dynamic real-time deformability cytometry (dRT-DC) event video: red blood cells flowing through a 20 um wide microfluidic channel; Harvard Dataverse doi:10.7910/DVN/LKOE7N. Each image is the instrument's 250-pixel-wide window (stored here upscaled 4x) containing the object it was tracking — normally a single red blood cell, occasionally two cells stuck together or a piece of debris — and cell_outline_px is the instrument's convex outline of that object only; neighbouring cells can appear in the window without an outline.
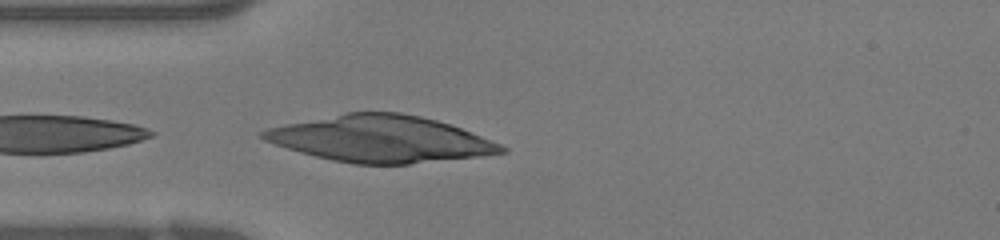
{"species": "human", "species_latin": "Homo sapiens", "temperature_condition": "warm", "stored_images_in_passage": 5, "camera_frame_rate_fps": 3000, "um_per_image_px": 0.085, "donor": {"sex": "female"}, "frame": {"image": 1, "passage_image": 1, "time_ms": 0.0, "image_size_px": [1000, 240], "cell_outline_px": [[508, 152], [480, 156], [408, 164], [352, 164], [332, 160], [300, 152], [264, 140], [260, 136], [260, 132], [268, 128], [284, 124], [348, 112], [400, 112], [420, 116], [436, 120], [460, 128], [500, 144], [508, 148]], "centroid_in_image_um": [32.34, 11.81], "position_along_channel_um": 52.7, "area_um2": 64.1}}